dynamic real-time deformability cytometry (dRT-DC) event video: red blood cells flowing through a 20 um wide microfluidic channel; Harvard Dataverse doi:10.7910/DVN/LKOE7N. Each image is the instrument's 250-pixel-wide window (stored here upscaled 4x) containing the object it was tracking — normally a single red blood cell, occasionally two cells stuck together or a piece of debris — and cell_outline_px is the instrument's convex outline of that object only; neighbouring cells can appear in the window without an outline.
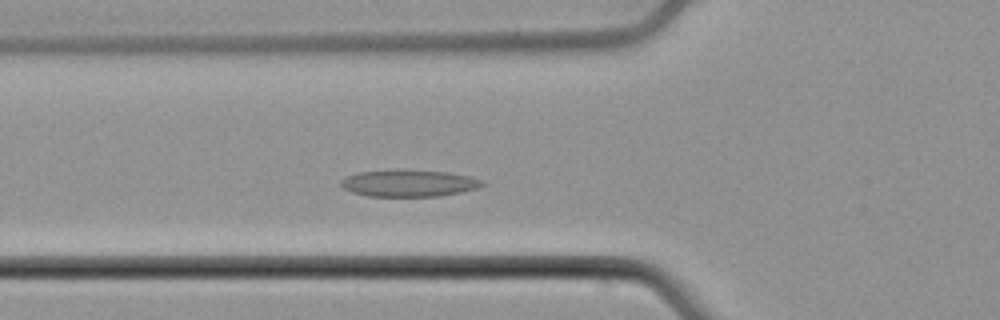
{"species": "common noctule bat (a hibernating species)", "species_latin": "Nyctalus noctula", "temperature_condition": "cold", "stored_images_in_passage": 50, "camera_frame_rate_fps": 3000, "um_per_image_px": 0.085, "animal": {"sex": "male", "body_mass_g": 21.5, "forearm_length_mm": 52.0}, "frame": {"image": 1, "passage_image": 15, "time_ms": 4.667, "image_size_px": [1000, 320], "cell_outline_px": [[488, 184], [476, 188], [460, 192], [440, 196], [368, 196], [352, 192], [344, 188], [340, 184], [340, 180], [348, 176], [360, 172], [448, 172], [472, 176], [484, 180]], "centroid_in_image_um": [34.84, 15.61], "position_along_channel_um": 91.0, "area_um2": 21.27}}
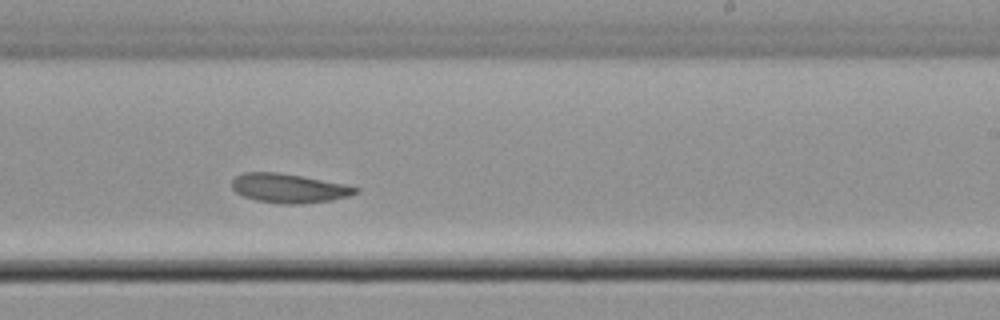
{"frame": {"image": 2, "passage_image": 29, "time_ms": 9.333, "image_size_px": [1000, 320], "cell_outline_px": [[360, 192], [348, 196], [332, 200], [300, 204], [280, 204], [256, 200], [244, 196], [236, 192], [232, 188], [232, 180], [236, 176], [244, 172], [276, 172], [348, 184], [360, 188]], "centroid_in_image_um": [24.59, 16.0], "position_along_channel_um": 264.4, "area_um2": 21.1}}
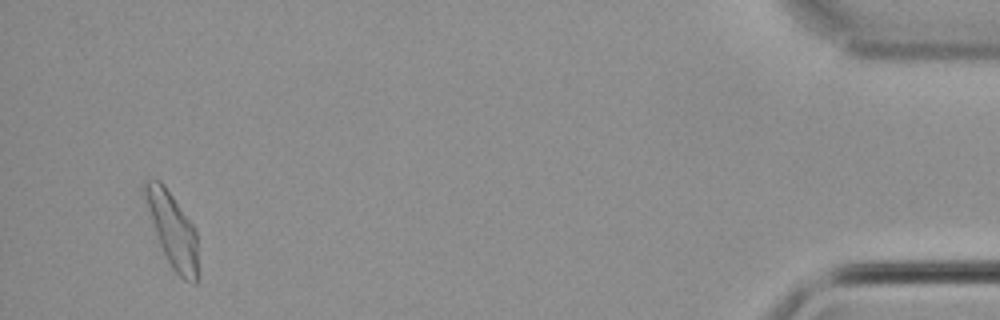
{"frame": {"image": 3, "passage_image": 48, "time_ms": 15.667, "image_size_px": [1000, 320], "cell_outline_px": [[200, 276], [196, 284], [192, 284], [184, 280], [172, 268], [160, 244], [140, 188], [144, 180], [160, 180], [164, 184], [192, 224], [196, 232]], "centroid_in_image_um": [14.68, 19.57], "position_along_channel_um": 420.5, "area_um2": 23.18}, "authors_computed_cell_mechanics": {"area_um2": 21.7039, "velocity_mm_per_s": 3.7229, "shape_relaxation_time_tau1_ms": null, "shape_relaxation_time_tau2_ms": 2.7156, "deformation_change_tau1": null, "deformation_change_tau2": 0.0679}}